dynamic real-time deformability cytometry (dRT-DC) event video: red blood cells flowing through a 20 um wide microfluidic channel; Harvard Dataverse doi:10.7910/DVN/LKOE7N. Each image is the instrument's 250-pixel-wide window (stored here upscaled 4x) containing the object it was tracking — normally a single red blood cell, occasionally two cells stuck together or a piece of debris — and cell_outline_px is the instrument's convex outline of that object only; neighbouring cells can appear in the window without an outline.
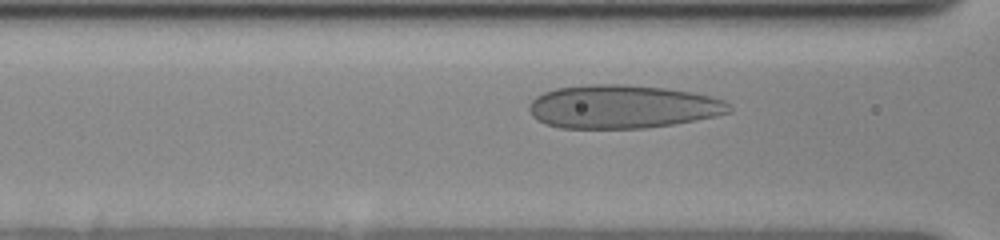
{"species": "human", "species_latin": "Homo sapiens", "temperature_condition": "cold", "stored_images_in_passage": 53, "camera_frame_rate_fps": 3000, "um_per_image_px": 0.085, "donor": {"sex": "female"}, "frame": {"image": 1, "passage_image": 20, "time_ms": 5.0, "image_size_px": [1000, 240], "cell_outline_px": [[732, 112], [716, 116], [676, 124], [644, 128], [560, 128], [544, 124], [536, 120], [532, 116], [528, 108], [528, 104], [536, 96], [544, 92], [556, 88], [584, 84], [624, 84], [664, 88], [692, 92], [712, 96], [724, 100], [732, 108]], "centroid_in_image_um": [52.9, 9.07], "position_along_channel_um": 113.7, "area_um2": 51.1}}
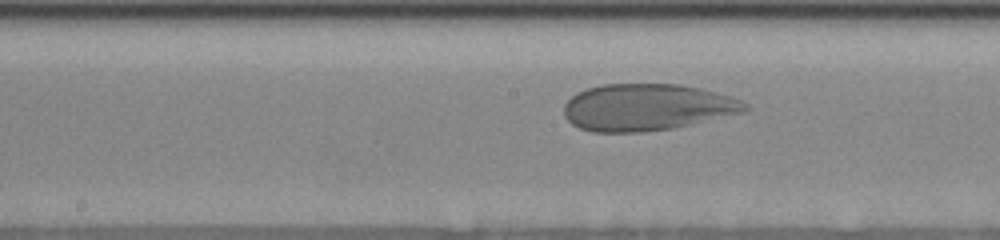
{"frame": {"image": 2, "passage_image": 30, "time_ms": 7.333, "image_size_px": [1000, 240], "cell_outline_px": [[748, 108], [744, 112], [672, 128], [644, 132], [592, 132], [580, 128], [572, 124], [564, 116], [564, 104], [576, 92], [588, 88], [604, 84], [680, 84], [700, 88], [744, 100], [748, 104]], "centroid_in_image_um": [54.98, 9.11], "position_along_channel_um": 193.2, "area_um2": 49.36}}
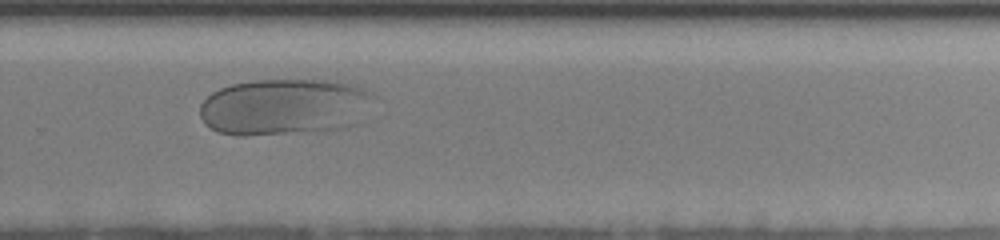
{"frame": {"image": 3, "passage_image": 43, "time_ms": 10.667, "image_size_px": [1000, 240], "cell_outline_px": [[376, 96], [368, 120], [360, 124], [344, 128], [244, 136], [236, 136], [216, 132], [204, 124], [200, 116], [200, 104], [212, 92], [220, 88], [232, 84], [252, 80], [336, 80], [372, 92]], "centroid_in_image_um": [24.25, 9.09], "position_along_channel_um": 305.5, "area_um2": 58.38}}